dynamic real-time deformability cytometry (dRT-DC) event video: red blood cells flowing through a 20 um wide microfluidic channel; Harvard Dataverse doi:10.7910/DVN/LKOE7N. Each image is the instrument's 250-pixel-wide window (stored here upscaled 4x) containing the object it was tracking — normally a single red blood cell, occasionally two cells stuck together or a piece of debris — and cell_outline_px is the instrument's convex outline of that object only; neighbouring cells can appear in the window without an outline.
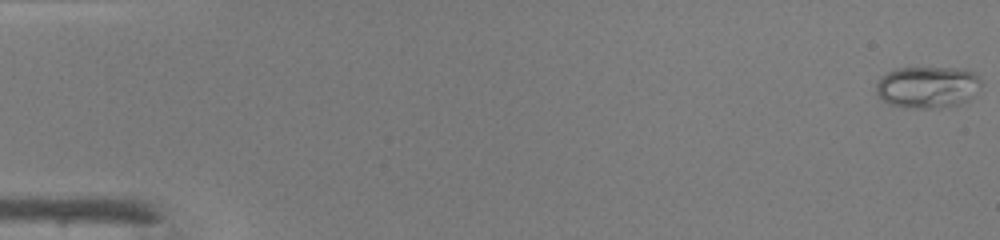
{"species": "common noctule bat (a hibernating species)", "species_latin": "Nyctalus noctula", "temperature_condition": "warm", "stored_images_in_passage": 9, "camera_frame_rate_fps": 3000, "um_per_image_px": 0.085, "animal": {"sex": "male", "body_mass_g": 19.0, "forearm_length_mm": 50.8}, "frame": {"image": 1, "passage_image": 1, "time_ms": 0.0, "image_size_px": [1000, 240], "cell_outline_px": [[980, 84], [972, 96], [968, 100], [956, 104], [940, 108], [908, 108], [888, 104], [880, 100], [876, 92], [876, 84], [880, 76], [896, 68], [956, 68], [976, 72], [980, 76]], "centroid_in_image_um": [78.79, 7.4], "position_along_channel_um": 6.2, "area_um2": 25.72}}